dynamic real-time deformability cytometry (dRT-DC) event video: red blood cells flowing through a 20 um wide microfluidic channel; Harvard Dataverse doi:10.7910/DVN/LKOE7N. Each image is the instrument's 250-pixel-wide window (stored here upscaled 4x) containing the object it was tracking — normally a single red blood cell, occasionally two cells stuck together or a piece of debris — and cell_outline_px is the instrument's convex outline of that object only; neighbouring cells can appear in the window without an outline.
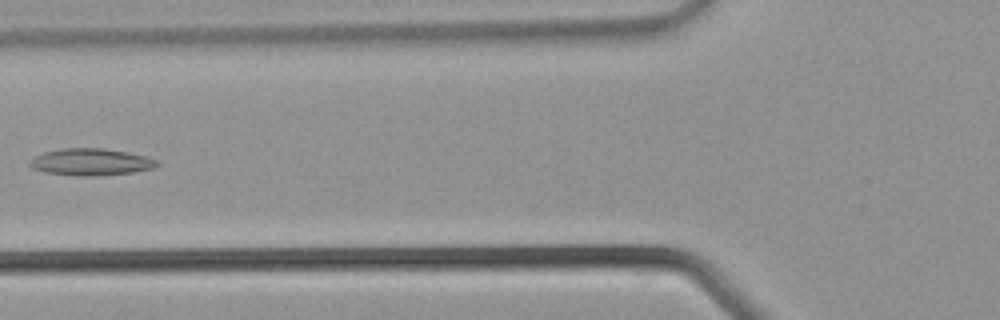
{"species": "common noctule bat (a hibernating species)", "species_latin": "Nyctalus noctula", "temperature_condition": "warm", "stored_images_in_passage": 34, "camera_frame_rate_fps": 3000, "um_per_image_px": 0.085, "animal": {"sex": "male", "body_mass_g": 21.5, "forearm_length_mm": 52.0}, "frame": {"image": 1, "passage_image": 12, "time_ms": 3.667, "image_size_px": [1000, 320], "cell_outline_px": [[160, 164], [156, 168], [132, 172], [100, 176], [80, 176], [48, 172], [32, 168], [28, 164], [36, 156], [44, 152], [60, 148], [104, 148], [128, 152], [148, 156], [160, 160]], "centroid_in_image_um": [7.82, 13.76], "position_along_channel_um": 118.0, "area_um2": 20.11}}
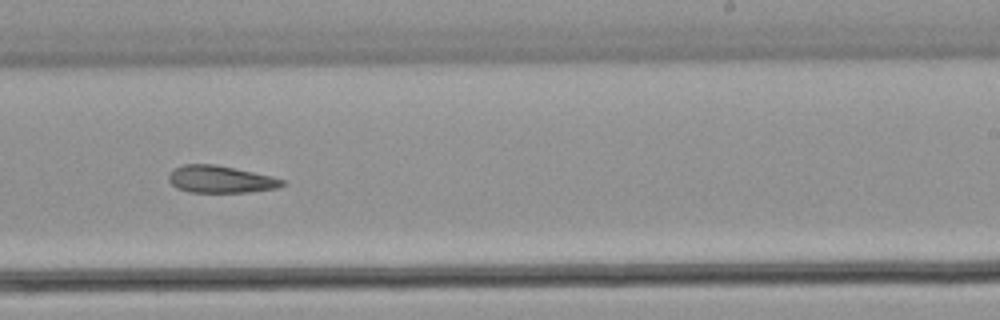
{"frame": {"image": 2, "passage_image": 20, "time_ms": 6.333, "image_size_px": [1000, 320], "cell_outline_px": [[288, 184], [276, 188], [248, 192], [188, 192], [176, 188], [168, 180], [168, 176], [172, 168], [184, 164], [216, 164], [252, 172], [284, 180]], "centroid_in_image_um": [18.69, 15.24], "position_along_channel_um": 270.3, "area_um2": 17.98}}
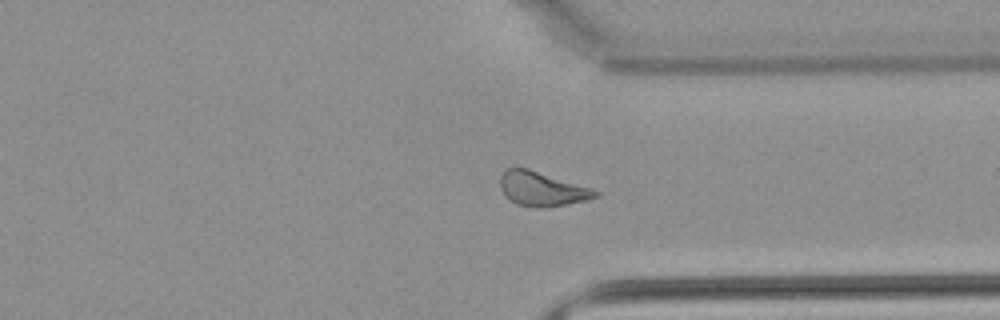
{"frame": {"image": 3, "passage_image": 25, "time_ms": 8.0, "image_size_px": [1000, 320], "cell_outline_px": [[600, 196], [588, 200], [548, 208], [536, 208], [516, 204], [508, 200], [504, 196], [500, 184], [500, 176], [508, 168], [528, 168], [600, 192]], "centroid_in_image_um": [46.04, 16.09], "position_along_channel_um": 365.4, "area_um2": 18.96}}